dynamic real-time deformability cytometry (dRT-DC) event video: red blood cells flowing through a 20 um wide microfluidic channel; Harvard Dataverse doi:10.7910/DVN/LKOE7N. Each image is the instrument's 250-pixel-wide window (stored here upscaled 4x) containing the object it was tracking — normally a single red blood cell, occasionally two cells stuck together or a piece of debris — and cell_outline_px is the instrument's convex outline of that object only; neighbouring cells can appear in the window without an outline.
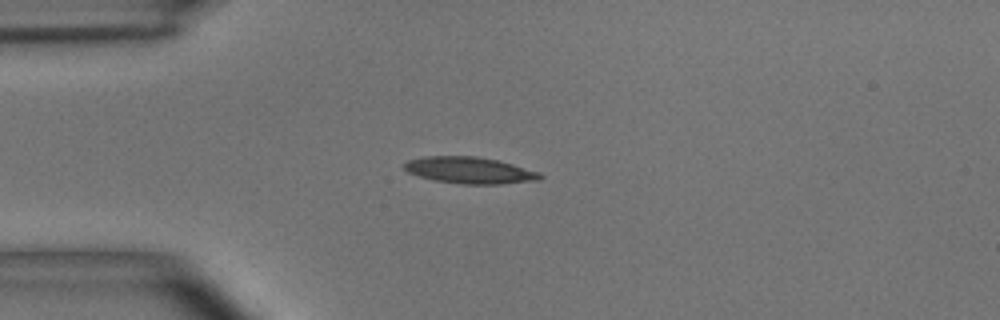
{"species": "common noctule bat (a hibernating species)", "species_latin": "Nyctalus noctula", "temperature_condition": "room temperature", "stored_images_in_passage": 9, "camera_frame_rate_fps": 3000, "um_per_image_px": 0.085, "animal": {"sex": "male", "body_mass_g": 15.6}, "frame": {"image": 1, "passage_image": 2, "time_ms": 0.333, "image_size_px": [1000, 320], "cell_outline_px": [[544, 176], [540, 180], [500, 184], [464, 184], [436, 180], [420, 176], [408, 172], [404, 168], [404, 164], [408, 160], [424, 156], [476, 156], [496, 160], [512, 164], [540, 172]], "centroid_in_image_um": [39.95, 14.47], "position_along_channel_um": 45.1, "area_um2": 20.87}}
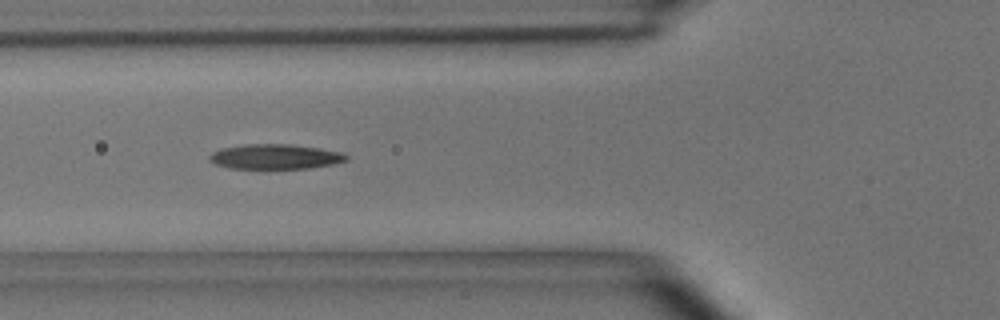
{"frame": {"image": 2, "passage_image": 4, "time_ms": 1.0, "image_size_px": [1000, 320], "cell_outline_px": [[348, 160], [332, 164], [308, 168], [228, 168], [216, 164], [208, 160], [208, 156], [212, 152], [224, 148], [244, 144], [288, 144], [320, 148], [340, 152], [348, 156]], "centroid_in_image_um": [23.37, 13.31], "position_along_channel_um": 102.4, "area_um2": 19.71}}
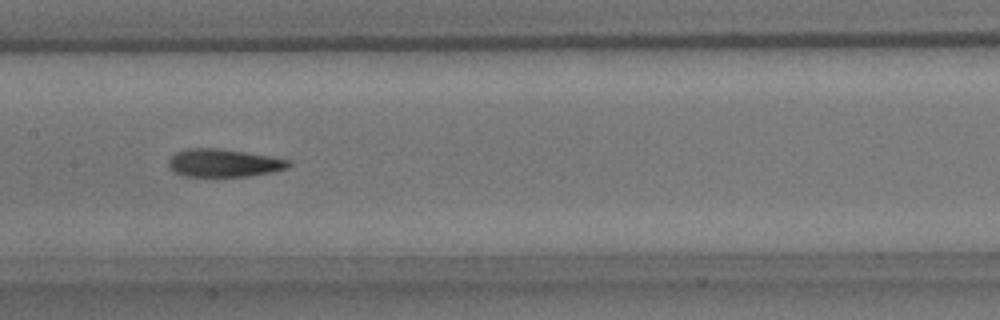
{"frame": {"image": 3, "passage_image": 6, "time_ms": 1.667, "image_size_px": [1000, 320], "cell_outline_px": [[292, 164], [288, 168], [272, 172], [248, 176], [180, 176], [168, 168], [168, 160], [176, 152], [188, 148], [216, 148], [244, 152], [292, 160]], "centroid_in_image_um": [19.0, 13.86], "position_along_channel_um": 188.4, "area_um2": 19.59}}